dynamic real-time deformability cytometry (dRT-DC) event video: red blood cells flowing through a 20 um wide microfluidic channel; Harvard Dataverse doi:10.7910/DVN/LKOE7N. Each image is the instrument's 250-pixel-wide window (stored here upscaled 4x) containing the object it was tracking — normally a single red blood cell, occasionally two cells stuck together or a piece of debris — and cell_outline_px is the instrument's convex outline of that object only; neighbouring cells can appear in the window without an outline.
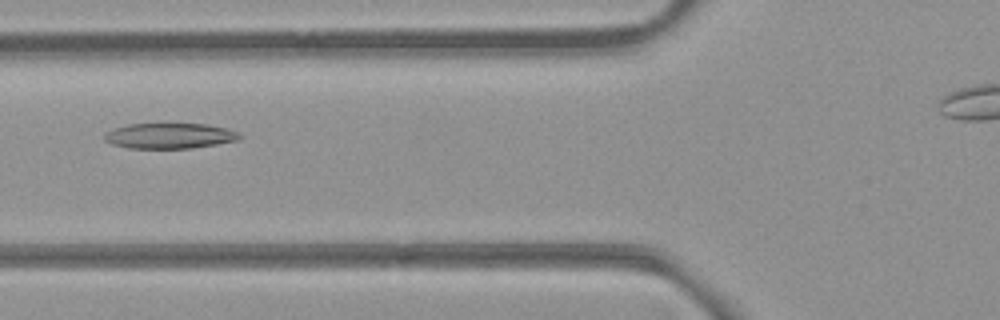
{"species": "common noctule bat (a hibernating species)", "species_latin": "Nyctalus noctula", "temperature_condition": "room temperature", "stored_images_in_passage": 4, "camera_frame_rate_fps": 3000, "um_per_image_px": 0.085, "animal": {"sex": "female", "body_mass_g": 21.9}, "frame": {"image": 1, "passage_image": 3, "time_ms": 0.667, "image_size_px": [1000, 320], "cell_outline_px": [[244, 136], [240, 140], [192, 148], [128, 148], [112, 144], [104, 140], [104, 132], [128, 124], [208, 124], [224, 128], [236, 132]], "centroid_in_image_um": [14.42, 11.55], "position_along_channel_um": 111.4, "area_um2": 20.0}}
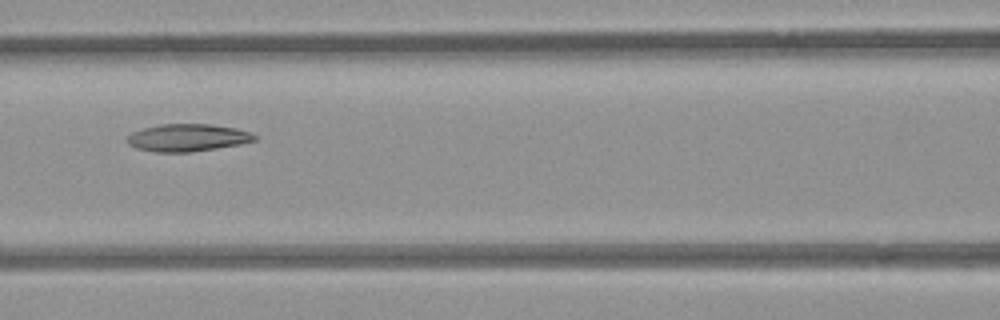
{"frame": {"image": 2, "passage_image": 4, "time_ms": 1.0, "image_size_px": [1000, 320], "cell_outline_px": [[256, 140], [240, 144], [216, 148], [188, 152], [156, 152], [136, 148], [128, 144], [124, 140], [132, 132], [144, 128], [160, 124], [212, 124], [236, 128], [248, 132], [256, 136]], "centroid_in_image_um": [15.9, 11.7], "position_along_channel_um": 150.7, "area_um2": 20.29}}